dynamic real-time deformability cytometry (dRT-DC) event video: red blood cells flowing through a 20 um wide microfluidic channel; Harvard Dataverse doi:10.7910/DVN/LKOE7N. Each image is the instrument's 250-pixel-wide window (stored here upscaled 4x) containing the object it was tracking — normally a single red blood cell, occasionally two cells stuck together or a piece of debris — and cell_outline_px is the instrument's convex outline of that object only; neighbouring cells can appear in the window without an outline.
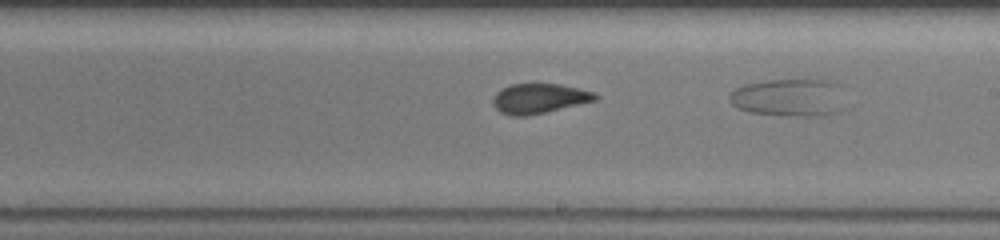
{"species": "common noctule bat (a hibernating species)", "species_latin": "Nyctalus noctula", "temperature_condition": "warm", "stored_images_in_passage": 24, "camera_frame_rate_fps": 3000, "um_per_image_px": 0.085, "animal": {"sex": "female", "body_mass_g": 19.5, "forearm_length_mm": 54.1}, "frame": {"image": 1, "passage_image": 19, "time_ms": 4.667, "image_size_px": [1000, 240], "cell_outline_px": [[596, 100], [544, 112], [524, 116], [512, 116], [500, 112], [496, 108], [492, 100], [504, 88], [512, 84], [556, 84], [576, 88], [592, 92], [596, 96]], "centroid_in_image_um": [45.8, 8.38], "position_along_channel_um": 243.2, "area_um2": 17.05}}